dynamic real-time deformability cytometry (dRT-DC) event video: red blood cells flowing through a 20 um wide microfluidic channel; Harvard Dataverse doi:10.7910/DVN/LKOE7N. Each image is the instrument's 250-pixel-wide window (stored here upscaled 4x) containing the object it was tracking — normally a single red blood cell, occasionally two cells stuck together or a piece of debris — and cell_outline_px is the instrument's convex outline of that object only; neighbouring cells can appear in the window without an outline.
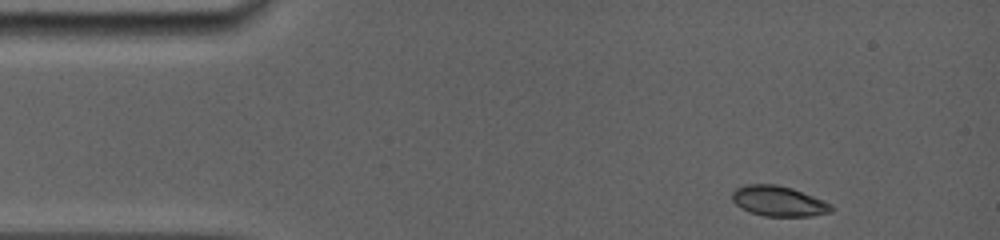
{"species": "common noctule bat (a hibernating species)", "species_latin": "Nyctalus noctula", "temperature_condition": "room temperature", "stored_images_in_passage": 33, "camera_frame_rate_fps": 5000, "um_per_image_px": 0.085, "animal": {"sex": "female", "body_mass_g": 19.0, "forearm_length_mm": 56.7}, "frame": {"image": 1, "passage_image": 1, "time_ms": 0.0, "image_size_px": [1000, 240], "cell_outline_px": [[832, 212], [812, 216], [764, 216], [752, 212], [736, 204], [732, 200], [732, 192], [736, 188], [744, 184], [776, 184], [792, 188], [824, 200], [832, 204]], "centroid_in_image_um": [66.2, 17.08], "position_along_channel_um": 18.8, "area_um2": 17.46}}
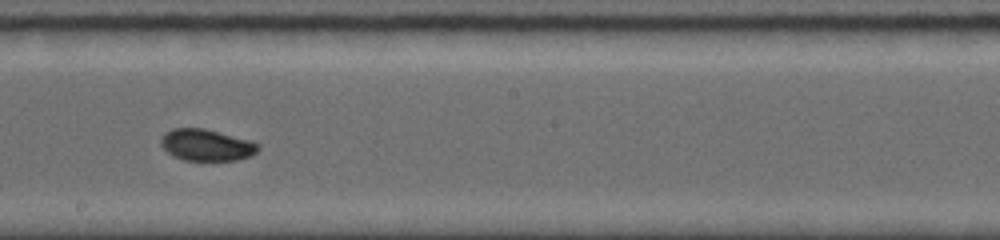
{"frame": {"image": 2, "passage_image": 19, "time_ms": 7.4, "image_size_px": [1000, 240], "cell_outline_px": [[260, 148], [252, 156], [236, 160], [184, 160], [172, 156], [160, 144], [160, 136], [164, 132], [172, 128], [204, 128], [252, 140], [260, 144]], "centroid_in_image_um": [17.56, 12.31], "position_along_channel_um": 230.6, "area_um2": 18.21}}
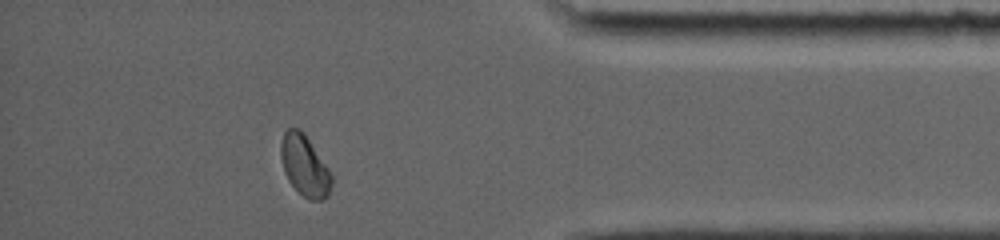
{"frame": {"image": 3, "passage_image": 32, "time_ms": 12.4, "image_size_px": [1000, 240], "cell_outline_px": [[332, 184], [328, 196], [324, 200], [308, 200], [288, 180], [284, 172], [280, 156], [280, 144], [284, 132], [288, 128], [300, 128], [304, 132], [328, 168], [332, 176]], "centroid_in_image_um": [25.89, 14.07], "position_along_channel_um": 409.3, "area_um2": 18.03}, "authors_computed_cell_mechanics": {"area_um2": 17.5712, "velocity_mm_per_s": 3.9109, "shape_relaxation_time_tau1_ms": 8.0343, "shape_relaxation_time_tau2_ms": null, "deformation_change_tau1": 0.1484, "deformation_change_tau2": null}}